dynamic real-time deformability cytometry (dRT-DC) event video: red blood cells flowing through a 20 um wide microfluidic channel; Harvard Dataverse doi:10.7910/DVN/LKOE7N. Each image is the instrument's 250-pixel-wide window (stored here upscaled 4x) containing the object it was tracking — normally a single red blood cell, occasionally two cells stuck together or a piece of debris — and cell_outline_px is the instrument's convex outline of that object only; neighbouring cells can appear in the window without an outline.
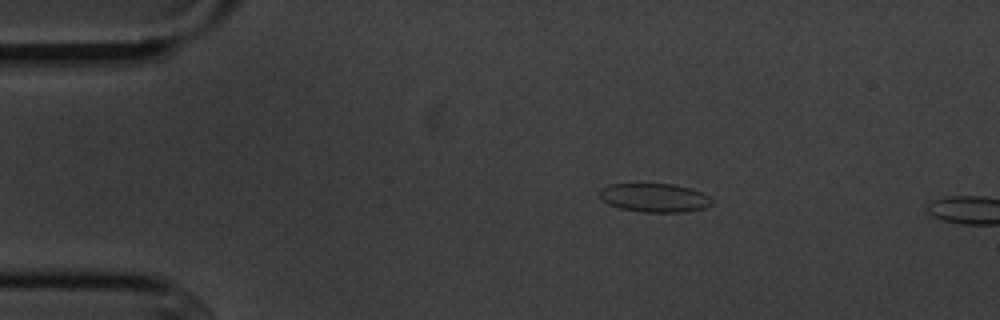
{"species": "common noctule bat (a hibernating species)", "species_latin": "Nyctalus noctula", "temperature_condition": "cold", "stored_images_in_passage": 4, "camera_frame_rate_fps": 3000, "um_per_image_px": 0.085, "animal": {"sex": "male", "body_mass_g": 20.1, "forearm_length_mm": 53.5}, "frame": {"image": 1, "passage_image": 1, "time_ms": 0.0, "image_size_px": [1000, 320], "cell_outline_px": [[712, 204], [704, 208], [684, 212], [644, 212], [620, 208], [608, 204], [600, 200], [600, 188], [608, 184], [672, 184], [692, 188], [704, 192], [712, 200]], "centroid_in_image_um": [55.63, 16.8], "position_along_channel_um": 29.4, "area_um2": 18.96}}